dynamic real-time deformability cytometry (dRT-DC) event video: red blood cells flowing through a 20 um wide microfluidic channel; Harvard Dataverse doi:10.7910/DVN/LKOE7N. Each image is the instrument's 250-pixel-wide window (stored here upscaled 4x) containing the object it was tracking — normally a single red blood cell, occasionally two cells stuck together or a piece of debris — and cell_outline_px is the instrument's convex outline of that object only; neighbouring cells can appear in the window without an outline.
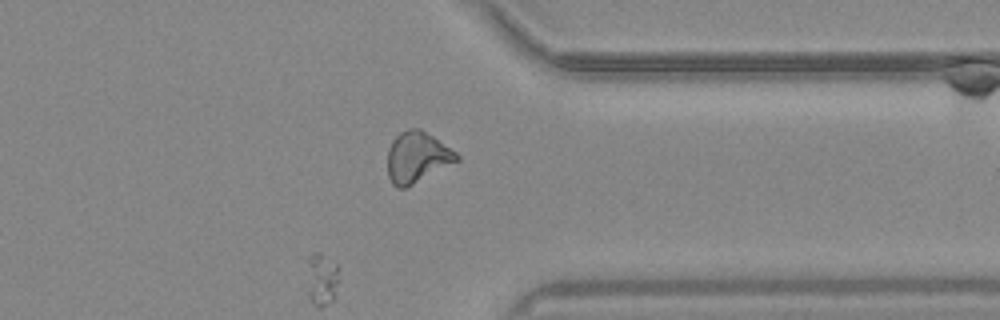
{"species": "common noctule bat (a hibernating species)", "species_latin": "Nyctalus noctula", "temperature_condition": "warm", "stored_images_in_passage": 40, "camera_frame_rate_fps": 3000, "um_per_image_px": 0.085, "animal": {"sex": "male", "body_mass_g": 20.4}, "frame": {"image": 1, "passage_image": 40, "time_ms": 13.0, "image_size_px": [1000, 320], "cell_outline_px": [[460, 160], [404, 188], [396, 188], [392, 184], [388, 176], [388, 148], [392, 140], [400, 132], [408, 128], [420, 128], [456, 152], [460, 156]], "centroid_in_image_um": [35.43, 13.35], "position_along_channel_um": 376.0, "area_um2": 20.35}}